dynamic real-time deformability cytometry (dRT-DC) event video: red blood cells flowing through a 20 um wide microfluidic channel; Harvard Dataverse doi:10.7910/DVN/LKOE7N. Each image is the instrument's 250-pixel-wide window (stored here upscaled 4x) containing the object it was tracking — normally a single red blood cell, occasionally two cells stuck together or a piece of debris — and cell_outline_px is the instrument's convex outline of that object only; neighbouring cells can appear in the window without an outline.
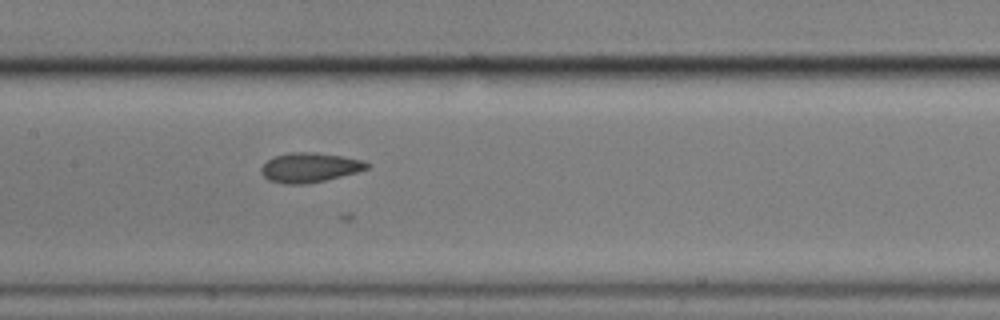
{"species": "common noctule bat (a hibernating species)", "species_latin": "Nyctalus noctula", "temperature_condition": "cold", "stored_images_in_passage": 41, "camera_frame_rate_fps": 3000, "um_per_image_px": 0.085, "animal": {"sex": "male", "body_mass_g": 17.9}, "frame": {"image": 1, "passage_image": 16, "time_ms": 5.0, "image_size_px": [1000, 320], "cell_outline_px": [[372, 164], [368, 168], [356, 172], [324, 180], [304, 184], [284, 184], [268, 180], [260, 172], [260, 168], [268, 160], [276, 156], [288, 152], [316, 152], [364, 160]], "centroid_in_image_um": [26.31, 14.23], "position_along_channel_um": 181.1, "area_um2": 18.15}}
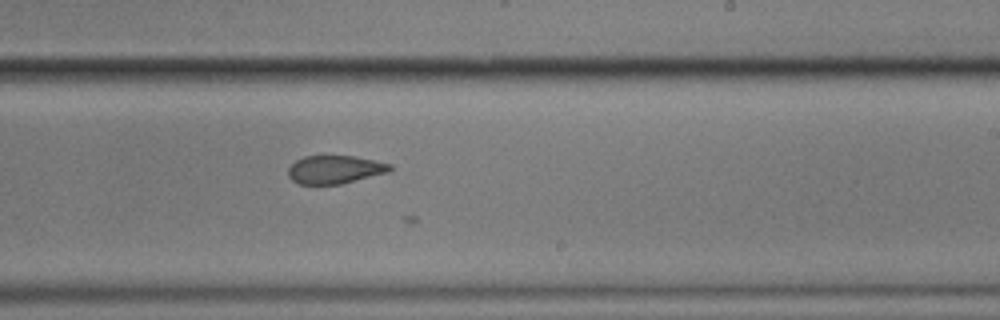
{"frame": {"image": 2, "passage_image": 23, "time_ms": 7.333, "image_size_px": [1000, 320], "cell_outline_px": [[392, 168], [388, 172], [340, 184], [300, 184], [292, 180], [288, 176], [288, 168], [296, 160], [304, 156], [352, 156], [392, 164]], "centroid_in_image_um": [28.44, 14.41], "position_along_channel_um": 260.6, "area_um2": 16.53}}
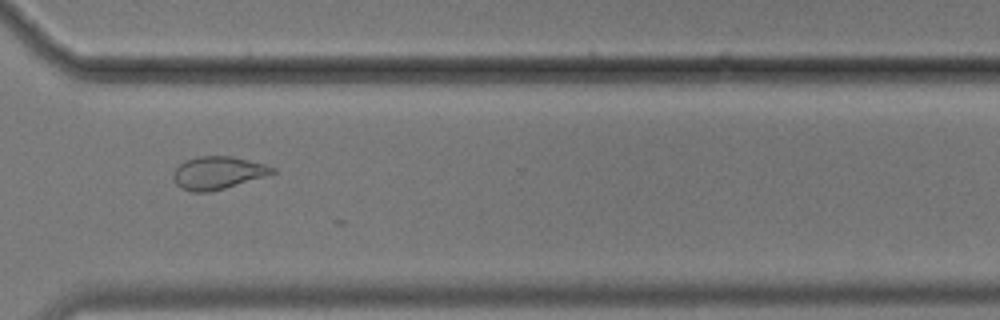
{"frame": {"image": 3, "passage_image": 31, "time_ms": 10.0, "image_size_px": [1000, 320], "cell_outline_px": [[276, 172], [264, 176], [224, 188], [208, 192], [192, 192], [180, 188], [176, 184], [172, 176], [176, 168], [184, 160], [200, 156], [232, 156], [264, 164], [276, 168]], "centroid_in_image_um": [18.48, 14.69], "position_along_channel_um": 352.1, "area_um2": 18.73}}